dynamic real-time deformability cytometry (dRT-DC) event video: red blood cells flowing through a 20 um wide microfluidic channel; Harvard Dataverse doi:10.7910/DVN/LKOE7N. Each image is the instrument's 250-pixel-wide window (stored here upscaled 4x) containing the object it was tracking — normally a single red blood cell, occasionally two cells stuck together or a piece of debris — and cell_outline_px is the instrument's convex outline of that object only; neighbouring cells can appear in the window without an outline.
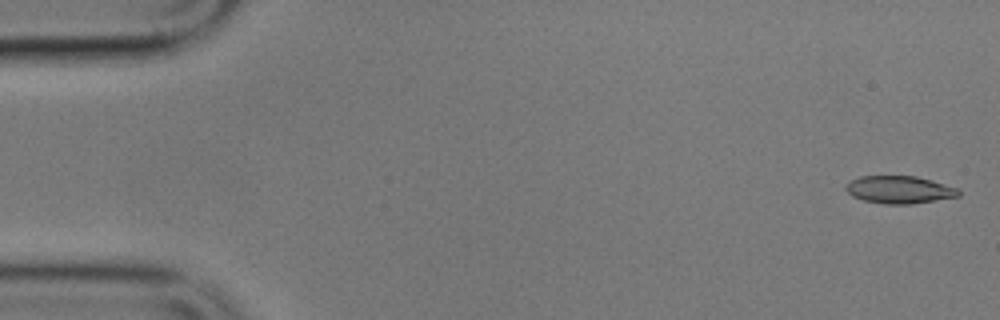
{"species": "common noctule bat (a hibernating species)", "species_latin": "Nyctalus noctula", "temperature_condition": "cold", "stored_images_in_passage": 11, "camera_frame_rate_fps": 3000, "um_per_image_px": 0.085, "animal": {"sex": "male", "body_mass_g": 17.9}, "frame": {"image": 1, "passage_image": 1, "time_ms": 0.0, "image_size_px": [1000, 320], "cell_outline_px": [[960, 196], [912, 204], [884, 204], [864, 200], [852, 196], [844, 188], [852, 180], [860, 176], [916, 176], [932, 180], [956, 188], [960, 192]], "centroid_in_image_um": [76.45, 16.12], "position_along_channel_um": 8.6, "area_um2": 17.98}}
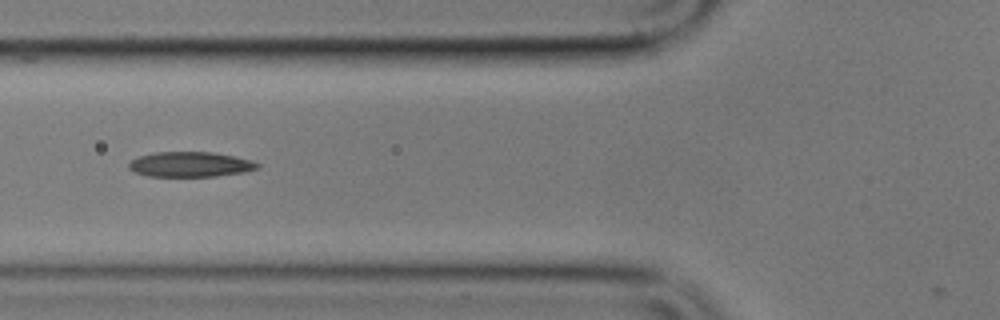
{"frame": {"image": 2, "passage_image": 6, "time_ms": 6.667, "image_size_px": [1000, 320], "cell_outline_px": [[260, 168], [244, 172], [216, 176], [148, 176], [136, 172], [128, 168], [128, 164], [132, 160], [140, 156], [152, 152], [212, 152], [252, 160], [260, 164]], "centroid_in_image_um": [16.19, 13.97], "position_along_channel_um": 109.6, "area_um2": 18.73}}
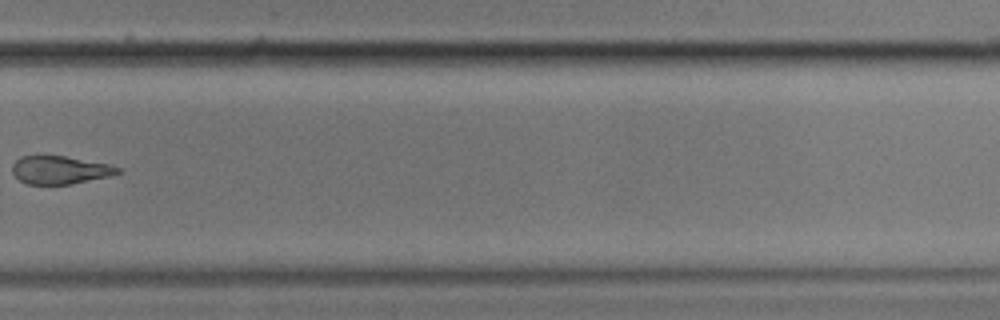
{"frame": {"image": 3, "passage_image": 11, "time_ms": 13.0, "image_size_px": [1000, 320], "cell_outline_px": [[120, 172], [108, 176], [68, 184], [28, 184], [20, 180], [12, 172], [12, 164], [20, 156], [64, 156], [112, 164], [120, 168]], "centroid_in_image_um": [5.08, 14.43], "position_along_channel_um": 324.7, "area_um2": 17.05}}